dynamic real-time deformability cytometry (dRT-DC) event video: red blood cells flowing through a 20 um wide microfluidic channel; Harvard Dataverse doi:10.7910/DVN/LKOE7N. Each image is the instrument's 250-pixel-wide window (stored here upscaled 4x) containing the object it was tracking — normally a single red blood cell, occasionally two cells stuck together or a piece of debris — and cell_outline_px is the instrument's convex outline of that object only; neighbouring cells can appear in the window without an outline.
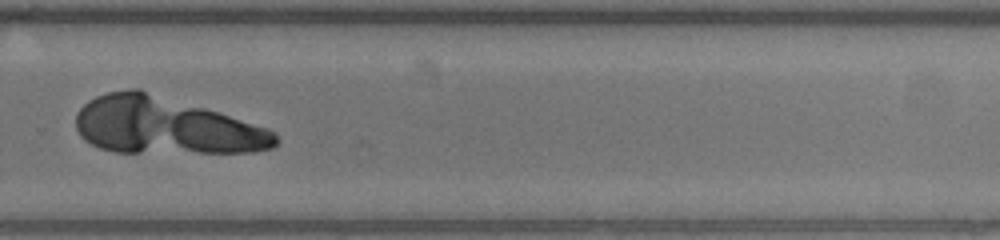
{"species": "human", "species_latin": "Homo sapiens", "temperature_condition": "warm", "stored_images_in_passage": 47, "camera_frame_rate_fps": 3000, "um_per_image_px": 0.085, "donor": {"sex": "male"}, "frame": {"image": 1, "passage_image": 32, "time_ms": 10.333, "image_size_px": [1000, 240], "cell_outline_px": [[280, 140], [272, 148], [252, 152], [116, 152], [100, 148], [84, 140], [80, 136], [76, 128], [76, 112], [88, 100], [96, 96], [108, 92], [132, 88], [140, 88], [268, 128], [276, 132]], "centroid_in_image_um": [14.03, 10.69], "position_along_channel_um": 315.8, "area_um2": 66.12}}
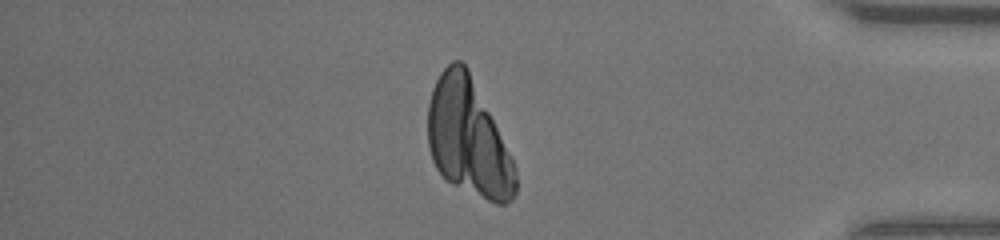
{"frame": {"image": 2, "passage_image": 40, "time_ms": 13.0, "image_size_px": [1000, 240], "cell_outline_px": [[516, 192], [512, 200], [504, 204], [496, 204], [452, 184], [436, 168], [432, 160], [428, 148], [428, 104], [432, 88], [440, 72], [452, 60], [460, 60], [468, 68], [512, 160], [516, 172]], "centroid_in_image_um": [39.77, 11.73], "position_along_channel_um": 395.4, "area_um2": 59.01}}
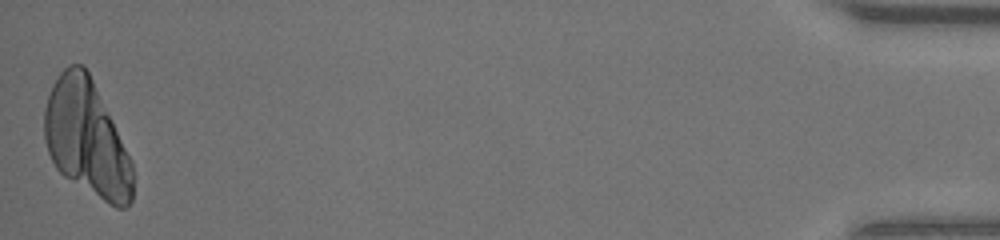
{"frame": {"image": 3, "passage_image": 47, "time_ms": 15.333, "image_size_px": [1000, 240], "cell_outline_px": [[132, 200], [124, 208], [116, 208], [108, 204], [64, 176], [56, 168], [48, 152], [44, 140], [44, 108], [52, 84], [60, 72], [68, 64], [84, 64], [132, 160]], "centroid_in_image_um": [7.35, 11.77], "position_along_channel_um": 427.9, "area_um2": 59.3}}